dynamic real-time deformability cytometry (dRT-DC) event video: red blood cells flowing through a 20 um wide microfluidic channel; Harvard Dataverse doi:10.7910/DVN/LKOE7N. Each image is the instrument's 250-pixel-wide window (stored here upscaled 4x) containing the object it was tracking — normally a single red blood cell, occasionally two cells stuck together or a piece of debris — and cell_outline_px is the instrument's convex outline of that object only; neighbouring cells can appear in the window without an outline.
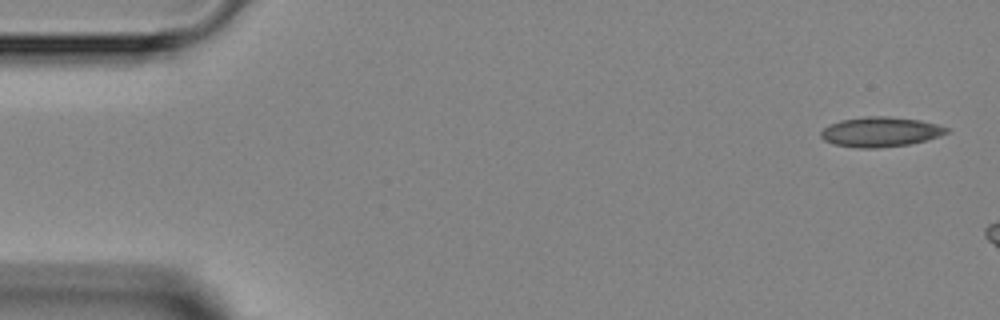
{"species": "Egyptian fruit bat (a non-hibernating species)", "species_latin": "Rousettus aegyptiacus", "temperature_condition": "room temperature", "stored_images_in_passage": 3, "camera_frame_rate_fps": 3000, "um_per_image_px": 0.085, "animal": {"sex": "female"}, "frame": {"image": 1, "passage_image": 1, "time_ms": 0.0, "image_size_px": [1000, 320], "cell_outline_px": [[952, 128], [948, 132], [940, 136], [908, 144], [880, 148], [856, 148], [832, 144], [824, 140], [820, 136], [820, 132], [824, 128], [840, 120], [864, 116], [888, 116], [920, 120]], "centroid_in_image_um": [74.83, 11.21], "position_along_channel_um": 10.2, "area_um2": 21.96}}